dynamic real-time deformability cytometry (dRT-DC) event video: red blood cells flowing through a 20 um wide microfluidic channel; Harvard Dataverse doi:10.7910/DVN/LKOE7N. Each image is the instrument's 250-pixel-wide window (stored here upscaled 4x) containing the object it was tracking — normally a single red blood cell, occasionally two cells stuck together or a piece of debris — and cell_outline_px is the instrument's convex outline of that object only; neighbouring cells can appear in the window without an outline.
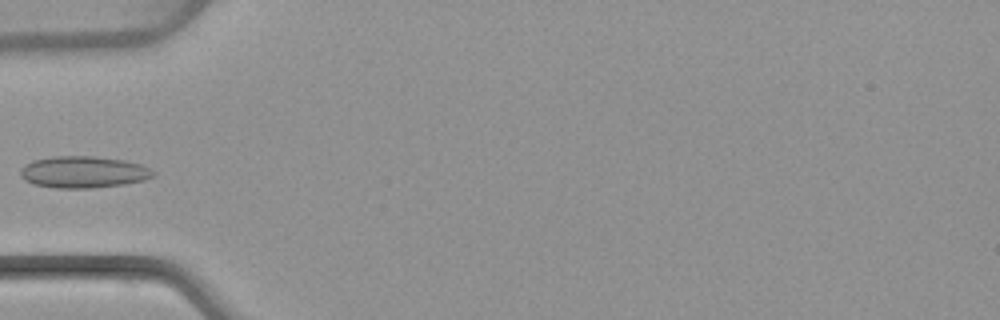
{"species": "common noctule bat (a hibernating species)", "species_latin": "Nyctalus noctula", "temperature_condition": "warm", "stored_images_in_passage": 5, "camera_frame_rate_fps": 3000, "um_per_image_px": 0.085, "animal": {"sex": "female", "body_mass_g": 22.7, "forearm_length_mm": 54.2}, "frame": {"image": 1, "passage_image": 5, "time_ms": 4.667, "image_size_px": [1000, 320], "cell_outline_px": [[156, 176], [144, 180], [124, 184], [92, 188], [56, 188], [32, 184], [24, 180], [20, 176], [20, 168], [24, 164], [32, 160], [52, 156], [92, 156], [124, 160], [140, 164], [156, 172]], "centroid_in_image_um": [7.06, 14.62], "position_along_channel_um": 77.9, "area_um2": 24.8}}